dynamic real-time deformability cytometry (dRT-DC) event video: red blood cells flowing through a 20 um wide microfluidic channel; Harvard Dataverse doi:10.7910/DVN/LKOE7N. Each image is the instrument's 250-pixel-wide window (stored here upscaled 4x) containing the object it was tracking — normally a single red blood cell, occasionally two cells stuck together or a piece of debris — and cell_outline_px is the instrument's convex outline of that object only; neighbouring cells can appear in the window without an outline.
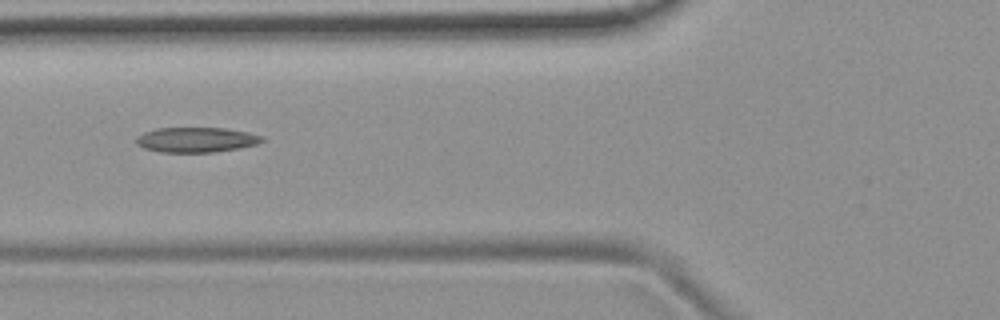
{"species": "common noctule bat (a hibernating species)", "species_latin": "Nyctalus noctula", "temperature_condition": "room temperature", "stored_images_in_passage": 24, "camera_frame_rate_fps": 3000, "um_per_image_px": 0.085, "animal": {"sex": "female", "body_mass_g": 19.9}, "frame": {"image": 1, "passage_image": 21, "time_ms": 6.667, "image_size_px": [1000, 320], "cell_outline_px": [[264, 140], [256, 144], [240, 148], [212, 152], [160, 152], [144, 148], [136, 144], [136, 140], [144, 132], [156, 128], [224, 128], [248, 132], [264, 136]], "centroid_in_image_um": [16.7, 11.88], "position_along_channel_um": 109.1, "area_um2": 18.26}}